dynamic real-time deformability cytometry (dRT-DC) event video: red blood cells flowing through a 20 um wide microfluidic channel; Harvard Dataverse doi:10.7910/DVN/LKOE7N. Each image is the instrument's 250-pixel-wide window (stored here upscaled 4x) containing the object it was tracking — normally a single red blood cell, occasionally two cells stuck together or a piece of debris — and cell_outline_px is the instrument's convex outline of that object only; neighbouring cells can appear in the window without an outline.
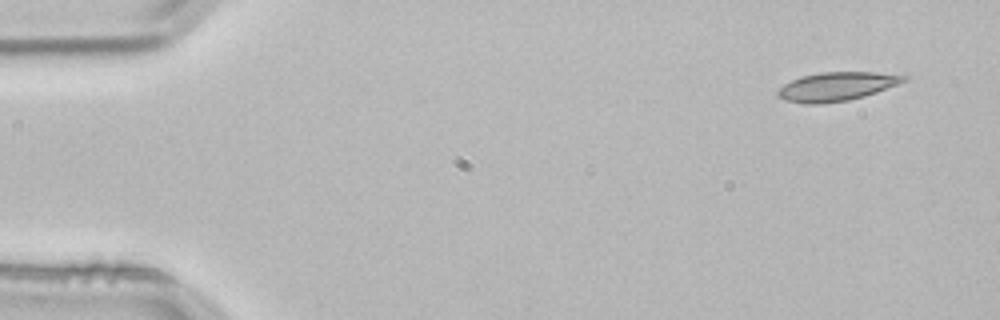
{"species": "common noctule bat (a hibernating species)", "species_latin": "Nyctalus noctula", "temperature_condition": "room temperature", "stored_images_in_passage": 3, "camera_frame_rate_fps": 3000, "um_per_image_px": 0.085, "animal": {"sex": "male", "body_mass_g": 21.5, "forearm_length_mm": 52.0}, "frame": {"image": 1, "passage_image": 1, "time_ms": 0.0, "image_size_px": [1000, 320], "cell_outline_px": [[908, 80], [876, 92], [864, 96], [848, 100], [820, 104], [804, 104], [784, 100], [776, 96], [776, 92], [784, 84], [800, 76], [820, 72], [876, 72], [908, 76]], "centroid_in_image_um": [71.08, 7.35], "position_along_channel_um": 13.9, "area_um2": 21.15}}
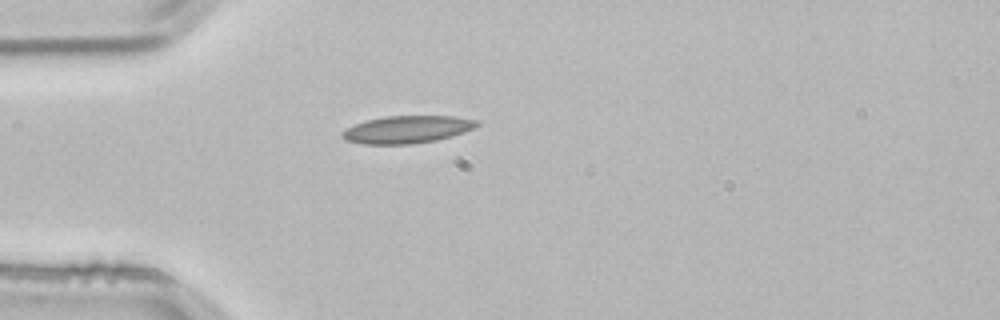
{"frame": {"image": 2, "passage_image": 3, "time_ms": 0.667, "image_size_px": [1000, 320], "cell_outline_px": [[480, 124], [464, 132], [452, 136], [436, 140], [412, 144], [364, 144], [344, 140], [340, 136], [340, 132], [364, 120], [384, 116], [456, 116], [476, 120]], "centroid_in_image_um": [34.57, 11.0], "position_along_channel_um": 50.4, "area_um2": 21.62}}